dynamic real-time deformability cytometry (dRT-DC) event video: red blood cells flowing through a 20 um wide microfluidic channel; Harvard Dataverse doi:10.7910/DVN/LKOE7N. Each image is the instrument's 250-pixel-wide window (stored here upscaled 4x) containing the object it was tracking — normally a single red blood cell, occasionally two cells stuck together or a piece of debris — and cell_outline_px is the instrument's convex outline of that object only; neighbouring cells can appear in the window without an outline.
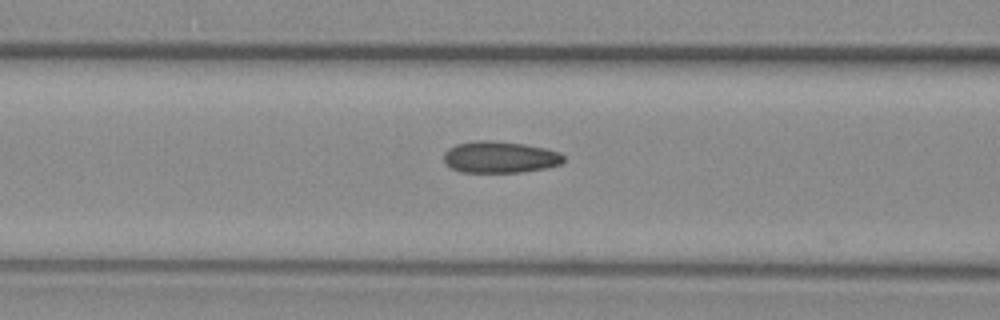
{"species": "common noctule bat (a hibernating species)", "species_latin": "Nyctalus noctula", "temperature_condition": "warm", "stored_images_in_passage": 34, "camera_frame_rate_fps": 3000, "um_per_image_px": 0.085, "animal": {"sex": "female", "body_mass_g": 29.2, "forearm_length_mm": 56.3}, "frame": {"image": 1, "passage_image": 3, "time_ms": 0.667, "image_size_px": [1000, 320], "cell_outline_px": [[564, 160], [560, 164], [548, 168], [524, 172], [460, 172], [444, 164], [444, 152], [448, 148], [456, 144], [476, 140], [484, 140], [524, 144], [544, 148], [560, 152], [564, 156]], "centroid_in_image_um": [42.48, 13.36], "position_along_channel_um": 124.1, "area_um2": 22.2}}
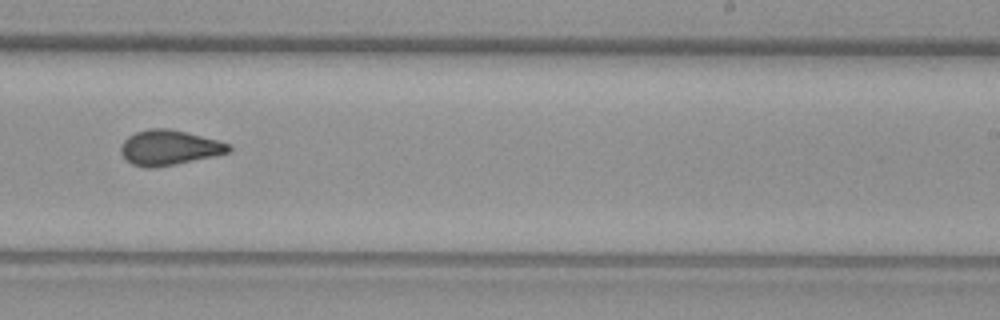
{"frame": {"image": 2, "passage_image": 15, "time_ms": 4.667, "image_size_px": [1000, 320], "cell_outline_px": [[232, 148], [228, 152], [212, 156], [176, 164], [156, 168], [144, 168], [132, 164], [124, 160], [120, 152], [120, 148], [124, 140], [128, 136], [136, 132], [148, 128], [168, 128], [232, 144]], "centroid_in_image_um": [14.32, 12.56], "position_along_channel_um": 274.7, "area_um2": 22.02}}
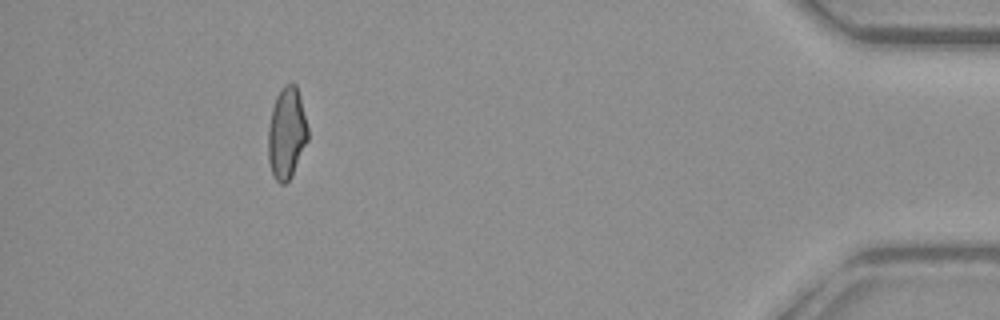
{"frame": {"image": 3, "passage_image": 31, "time_ms": 10.0, "image_size_px": [1000, 320], "cell_outline_px": [[308, 140], [292, 176], [284, 184], [280, 184], [276, 180], [272, 172], [268, 160], [268, 128], [272, 108], [276, 96], [280, 88], [284, 84], [292, 80], [296, 84], [300, 96], [308, 128]], "centroid_in_image_um": [24.37, 11.27], "position_along_channel_um": 410.8, "area_um2": 21.44}}